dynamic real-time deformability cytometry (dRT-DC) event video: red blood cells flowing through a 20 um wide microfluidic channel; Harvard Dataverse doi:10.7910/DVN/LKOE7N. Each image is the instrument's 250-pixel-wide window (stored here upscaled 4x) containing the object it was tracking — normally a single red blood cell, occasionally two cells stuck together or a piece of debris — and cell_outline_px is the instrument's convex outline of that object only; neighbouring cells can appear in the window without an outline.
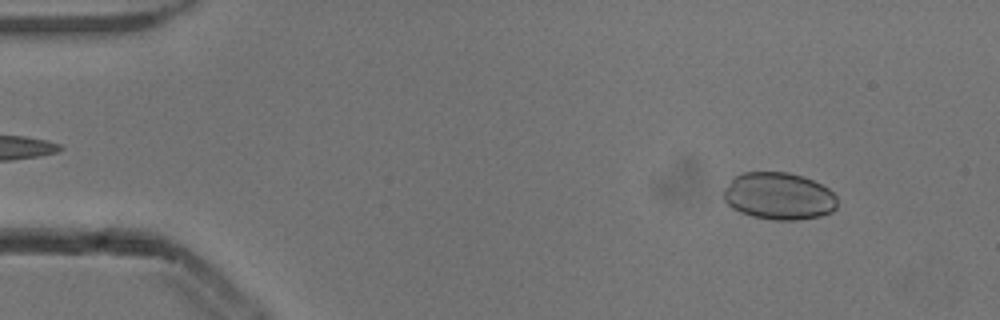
{"species": "common noctule bat (a hibernating species)", "species_latin": "Nyctalus noctula", "temperature_condition": "cold", "stored_images_in_passage": 52, "camera_frame_rate_fps": 3000, "um_per_image_px": 0.085, "animal": {"sex": "male", "body_mass_g": 13.3}, "frame": {"image": 1, "passage_image": 5, "time_ms": 1.333, "image_size_px": [1000, 320], "cell_outline_px": [[836, 208], [832, 212], [820, 216], [796, 220], [772, 220], [752, 216], [740, 212], [732, 208], [724, 200], [724, 188], [736, 176], [744, 172], [788, 172], [804, 176], [828, 188], [836, 196]], "centroid_in_image_um": [66.2, 16.67], "position_along_channel_um": 18.8, "area_um2": 31.27}}
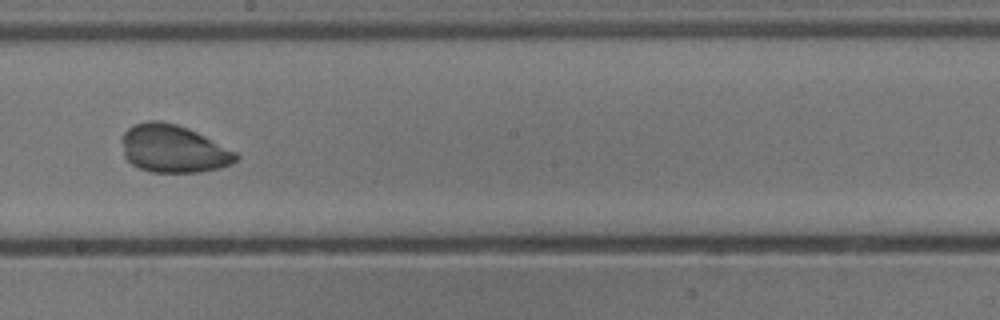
{"frame": {"image": 2, "passage_image": 29, "time_ms": 9.333, "image_size_px": [1000, 320], "cell_outline_px": [[240, 156], [232, 164], [220, 168], [200, 172], [152, 172], [140, 168], [132, 164], [124, 156], [124, 132], [132, 124], [148, 120], [160, 120], [176, 124], [188, 128], [236, 152]], "centroid_in_image_um": [14.75, 12.64], "position_along_channel_um": 233.5, "area_um2": 31.5}}
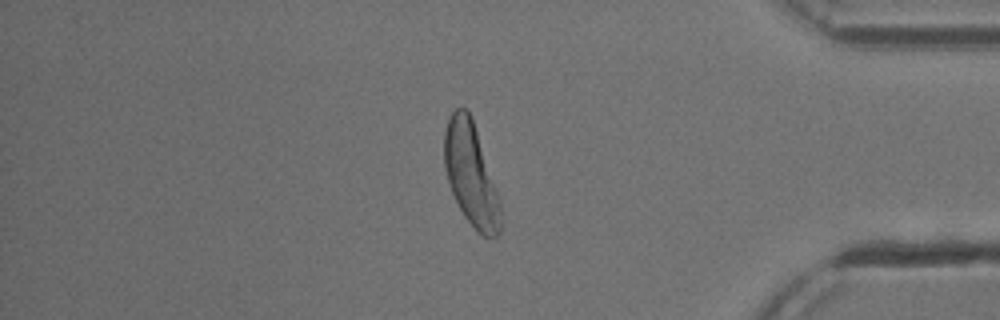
{"frame": {"image": 3, "passage_image": 44, "time_ms": 14.333, "image_size_px": [1000, 320], "cell_outline_px": [[500, 232], [492, 240], [476, 232], [464, 216], [448, 184], [444, 168], [444, 132], [448, 116], [456, 108], [464, 108], [472, 116], [500, 200]], "centroid_in_image_um": [40.01, 14.83], "position_along_channel_um": 395.2, "area_um2": 33.81}}